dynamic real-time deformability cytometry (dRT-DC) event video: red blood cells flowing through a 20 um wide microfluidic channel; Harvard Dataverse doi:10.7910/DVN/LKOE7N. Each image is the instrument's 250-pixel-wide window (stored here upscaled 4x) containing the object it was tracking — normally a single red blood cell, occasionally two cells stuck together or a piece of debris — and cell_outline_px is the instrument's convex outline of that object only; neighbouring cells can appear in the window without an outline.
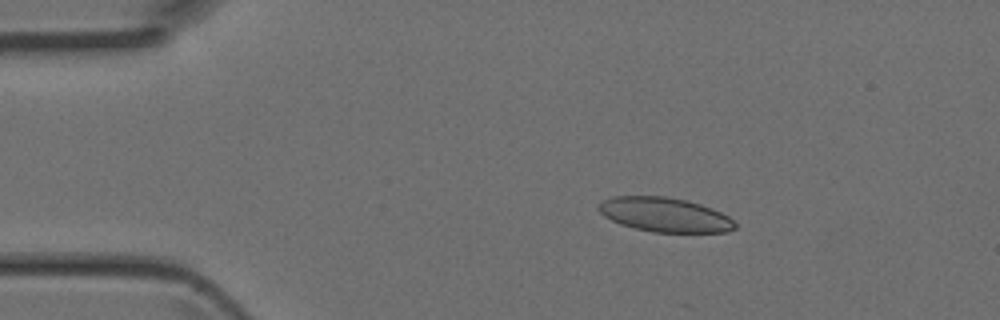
{"species": "Egyptian fruit bat (a non-hibernating species)", "species_latin": "Rousettus aegyptiacus", "temperature_condition": "room temperature", "stored_images_in_passage": 5, "camera_frame_rate_fps": 3000, "um_per_image_px": 0.085, "animal": {"sex": "female"}, "frame": {"image": 1, "passage_image": 3, "time_ms": 0.667, "image_size_px": [1000, 320], "cell_outline_px": [[736, 228], [728, 232], [652, 232], [620, 224], [604, 216], [596, 208], [604, 200], [612, 196], [664, 196], [688, 200], [712, 208], [728, 216], [736, 224]], "centroid_in_image_um": [56.51, 18.25], "position_along_channel_um": 28.5, "area_um2": 27.28}}
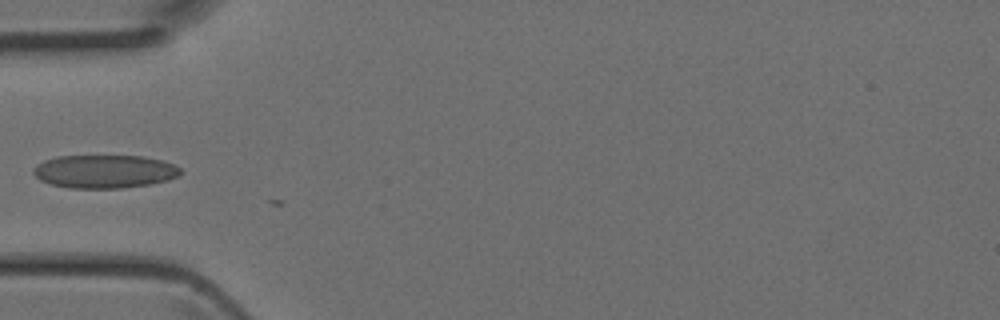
{"frame": {"image": 2, "passage_image": 5, "time_ms": 1.333, "image_size_px": [1000, 320], "cell_outline_px": [[184, 172], [180, 176], [168, 180], [152, 184], [120, 188], [68, 188], [52, 184], [40, 180], [32, 172], [32, 168], [36, 164], [44, 160], [56, 156], [144, 156], [160, 160], [172, 164], [180, 168]], "centroid_in_image_um": [8.88, 14.57], "position_along_channel_um": 76.1, "area_um2": 28.73}}